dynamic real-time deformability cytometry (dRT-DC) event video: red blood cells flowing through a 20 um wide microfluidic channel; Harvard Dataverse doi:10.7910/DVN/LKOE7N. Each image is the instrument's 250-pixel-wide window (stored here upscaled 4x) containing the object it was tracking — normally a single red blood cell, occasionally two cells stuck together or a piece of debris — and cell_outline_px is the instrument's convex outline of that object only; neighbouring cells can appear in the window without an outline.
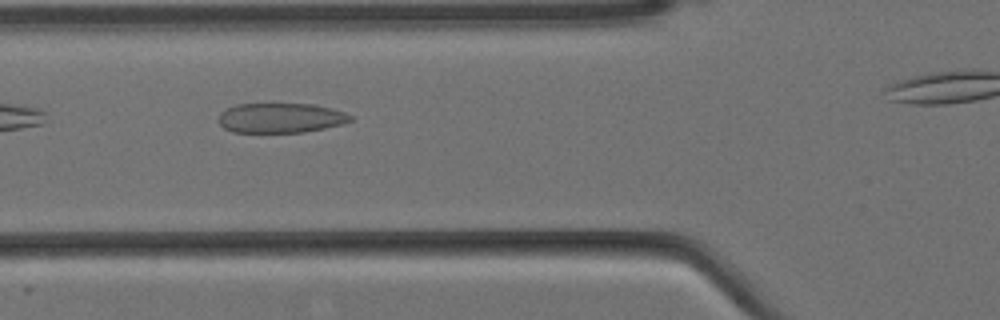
{"species": "Egyptian fruit bat (a non-hibernating species)", "species_latin": "Rousettus aegyptiacus", "temperature_condition": "cold", "stored_images_in_passage": 6, "segment_of_instrument_passage": [1, 2], "camera_frame_rate_fps": 3000, "um_per_image_px": 0.085, "animal": {"sex": "female"}, "frame": {"image": 1, "passage_image": 3, "time_ms": 0.667, "image_size_px": [1000, 320], "cell_outline_px": [[352, 120], [344, 124], [304, 132], [232, 132], [224, 128], [216, 120], [220, 112], [224, 108], [236, 104], [316, 104], [332, 108], [344, 112], [352, 116]], "centroid_in_image_um": [23.82, 10.02], "position_along_channel_um": 102.0, "area_um2": 23.18}}
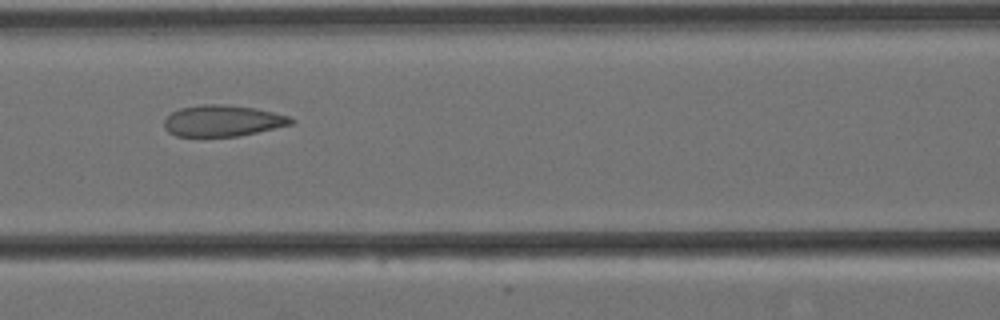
{"frame": {"image": 2, "passage_image": 4, "time_ms": 1.0, "image_size_px": [1000, 320], "cell_outline_px": [[296, 120], [292, 124], [240, 136], [176, 136], [168, 132], [164, 128], [164, 120], [172, 112], [180, 108], [200, 104], [224, 104], [256, 108], [288, 116]], "centroid_in_image_um": [18.91, 10.26], "position_along_channel_um": 147.7, "area_um2": 23.12}}
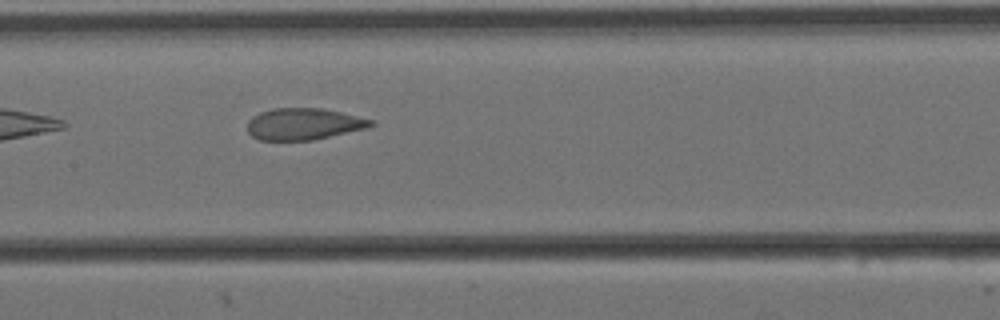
{"frame": {"image": 3, "passage_image": 5, "time_ms": 1.333, "image_size_px": [1000, 320], "cell_outline_px": [[376, 124], [368, 128], [312, 140], [260, 140], [252, 136], [248, 132], [248, 120], [252, 116], [260, 112], [276, 108], [320, 108], [340, 112], [372, 120]], "centroid_in_image_um": [25.8, 10.54], "position_along_channel_um": 181.6, "area_um2": 22.66}}